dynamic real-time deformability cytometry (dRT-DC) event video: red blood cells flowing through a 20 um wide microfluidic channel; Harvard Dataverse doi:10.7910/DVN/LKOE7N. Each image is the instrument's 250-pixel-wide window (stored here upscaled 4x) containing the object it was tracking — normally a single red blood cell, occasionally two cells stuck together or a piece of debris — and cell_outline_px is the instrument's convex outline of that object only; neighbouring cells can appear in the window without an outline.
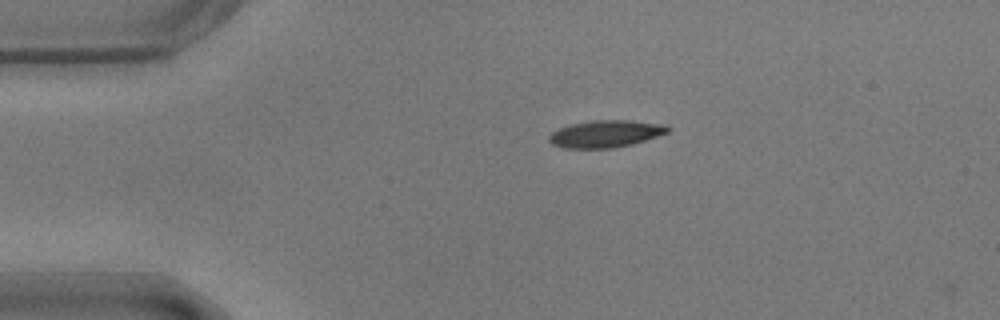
{"species": "common noctule bat (a hibernating species)", "species_latin": "Nyctalus noctula", "temperature_condition": "warm", "stored_images_in_passage": 2, "camera_frame_rate_fps": 3000, "um_per_image_px": 0.085, "animal": {"sex": "male", "body_mass_g": 17.9}, "frame": {"image": 1, "passage_image": 1, "time_ms": 0.0, "image_size_px": [1000, 320], "cell_outline_px": [[672, 128], [668, 132], [632, 144], [612, 148], [564, 148], [552, 144], [548, 140], [548, 136], [552, 132], [560, 128], [572, 124], [592, 120], [628, 120], [668, 124]], "centroid_in_image_um": [51.5, 11.36], "position_along_channel_um": 33.5, "area_um2": 18.79}}